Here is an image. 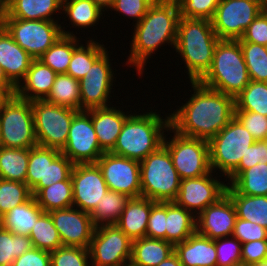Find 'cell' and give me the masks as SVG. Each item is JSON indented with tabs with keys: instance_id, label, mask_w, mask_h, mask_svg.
Wrapping results in <instances>:
<instances>
[{
	"instance_id": "51",
	"label": "cell",
	"mask_w": 267,
	"mask_h": 266,
	"mask_svg": "<svg viewBox=\"0 0 267 266\" xmlns=\"http://www.w3.org/2000/svg\"><path fill=\"white\" fill-rule=\"evenodd\" d=\"M146 237L166 241V202H156L151 207Z\"/></svg>"
},
{
	"instance_id": "15",
	"label": "cell",
	"mask_w": 267,
	"mask_h": 266,
	"mask_svg": "<svg viewBox=\"0 0 267 266\" xmlns=\"http://www.w3.org/2000/svg\"><path fill=\"white\" fill-rule=\"evenodd\" d=\"M111 54L107 50L89 69L80 83L81 110H90L94 108L107 107L110 102L112 90L115 85L114 78L116 70L112 69ZM112 66V67H111ZM115 72V73H114ZM114 83V84H113ZM111 97V98H110Z\"/></svg>"
},
{
	"instance_id": "19",
	"label": "cell",
	"mask_w": 267,
	"mask_h": 266,
	"mask_svg": "<svg viewBox=\"0 0 267 266\" xmlns=\"http://www.w3.org/2000/svg\"><path fill=\"white\" fill-rule=\"evenodd\" d=\"M73 207L91 213L108 191L96 163L74 164L71 172Z\"/></svg>"
},
{
	"instance_id": "29",
	"label": "cell",
	"mask_w": 267,
	"mask_h": 266,
	"mask_svg": "<svg viewBox=\"0 0 267 266\" xmlns=\"http://www.w3.org/2000/svg\"><path fill=\"white\" fill-rule=\"evenodd\" d=\"M195 232L196 216L174 201L166 202V241L175 246Z\"/></svg>"
},
{
	"instance_id": "59",
	"label": "cell",
	"mask_w": 267,
	"mask_h": 266,
	"mask_svg": "<svg viewBox=\"0 0 267 266\" xmlns=\"http://www.w3.org/2000/svg\"><path fill=\"white\" fill-rule=\"evenodd\" d=\"M96 5H98L104 12L107 11L109 14V9L113 6L115 0H92ZM108 9V10H107Z\"/></svg>"
},
{
	"instance_id": "37",
	"label": "cell",
	"mask_w": 267,
	"mask_h": 266,
	"mask_svg": "<svg viewBox=\"0 0 267 266\" xmlns=\"http://www.w3.org/2000/svg\"><path fill=\"white\" fill-rule=\"evenodd\" d=\"M81 38L62 35L38 60L49 66L57 74L66 73L73 50L80 44Z\"/></svg>"
},
{
	"instance_id": "6",
	"label": "cell",
	"mask_w": 267,
	"mask_h": 266,
	"mask_svg": "<svg viewBox=\"0 0 267 266\" xmlns=\"http://www.w3.org/2000/svg\"><path fill=\"white\" fill-rule=\"evenodd\" d=\"M140 178L141 197L156 202H171L177 198L181 179L164 145L140 161Z\"/></svg>"
},
{
	"instance_id": "48",
	"label": "cell",
	"mask_w": 267,
	"mask_h": 266,
	"mask_svg": "<svg viewBox=\"0 0 267 266\" xmlns=\"http://www.w3.org/2000/svg\"><path fill=\"white\" fill-rule=\"evenodd\" d=\"M258 163H267V140L255 141L248 147L238 167L225 179L230 184L243 170L250 169Z\"/></svg>"
},
{
	"instance_id": "16",
	"label": "cell",
	"mask_w": 267,
	"mask_h": 266,
	"mask_svg": "<svg viewBox=\"0 0 267 266\" xmlns=\"http://www.w3.org/2000/svg\"><path fill=\"white\" fill-rule=\"evenodd\" d=\"M61 153L73 164L96 163L102 156L104 151L98 143L90 110H81L74 115Z\"/></svg>"
},
{
	"instance_id": "53",
	"label": "cell",
	"mask_w": 267,
	"mask_h": 266,
	"mask_svg": "<svg viewBox=\"0 0 267 266\" xmlns=\"http://www.w3.org/2000/svg\"><path fill=\"white\" fill-rule=\"evenodd\" d=\"M238 41L267 46V7L246 28L243 36Z\"/></svg>"
},
{
	"instance_id": "55",
	"label": "cell",
	"mask_w": 267,
	"mask_h": 266,
	"mask_svg": "<svg viewBox=\"0 0 267 266\" xmlns=\"http://www.w3.org/2000/svg\"><path fill=\"white\" fill-rule=\"evenodd\" d=\"M12 266H51L50 252L33 247L16 258Z\"/></svg>"
},
{
	"instance_id": "38",
	"label": "cell",
	"mask_w": 267,
	"mask_h": 266,
	"mask_svg": "<svg viewBox=\"0 0 267 266\" xmlns=\"http://www.w3.org/2000/svg\"><path fill=\"white\" fill-rule=\"evenodd\" d=\"M30 149L0 146V178L26 183Z\"/></svg>"
},
{
	"instance_id": "11",
	"label": "cell",
	"mask_w": 267,
	"mask_h": 266,
	"mask_svg": "<svg viewBox=\"0 0 267 266\" xmlns=\"http://www.w3.org/2000/svg\"><path fill=\"white\" fill-rule=\"evenodd\" d=\"M38 146L62 150L67 142L72 119L78 110L46 100L31 101Z\"/></svg>"
},
{
	"instance_id": "61",
	"label": "cell",
	"mask_w": 267,
	"mask_h": 266,
	"mask_svg": "<svg viewBox=\"0 0 267 266\" xmlns=\"http://www.w3.org/2000/svg\"><path fill=\"white\" fill-rule=\"evenodd\" d=\"M232 266H252V265L245 264V263H238V264H235V265H232Z\"/></svg>"
},
{
	"instance_id": "3",
	"label": "cell",
	"mask_w": 267,
	"mask_h": 266,
	"mask_svg": "<svg viewBox=\"0 0 267 266\" xmlns=\"http://www.w3.org/2000/svg\"><path fill=\"white\" fill-rule=\"evenodd\" d=\"M130 111L110 152L140 162L163 145L165 132L170 127V114L165 113L166 117L162 118L156 109L143 112L140 107L137 112Z\"/></svg>"
},
{
	"instance_id": "52",
	"label": "cell",
	"mask_w": 267,
	"mask_h": 266,
	"mask_svg": "<svg viewBox=\"0 0 267 266\" xmlns=\"http://www.w3.org/2000/svg\"><path fill=\"white\" fill-rule=\"evenodd\" d=\"M232 236L238 239L241 244L251 241L267 240V229L256 223L237 218Z\"/></svg>"
},
{
	"instance_id": "4",
	"label": "cell",
	"mask_w": 267,
	"mask_h": 266,
	"mask_svg": "<svg viewBox=\"0 0 267 266\" xmlns=\"http://www.w3.org/2000/svg\"><path fill=\"white\" fill-rule=\"evenodd\" d=\"M219 40L211 21L180 17L173 50L182 58L189 81H199L210 69Z\"/></svg>"
},
{
	"instance_id": "58",
	"label": "cell",
	"mask_w": 267,
	"mask_h": 266,
	"mask_svg": "<svg viewBox=\"0 0 267 266\" xmlns=\"http://www.w3.org/2000/svg\"><path fill=\"white\" fill-rule=\"evenodd\" d=\"M0 83L4 84L13 94H15L16 86L7 78L1 66H0Z\"/></svg>"
},
{
	"instance_id": "35",
	"label": "cell",
	"mask_w": 267,
	"mask_h": 266,
	"mask_svg": "<svg viewBox=\"0 0 267 266\" xmlns=\"http://www.w3.org/2000/svg\"><path fill=\"white\" fill-rule=\"evenodd\" d=\"M130 197L124 193L108 190L90 213L93 224L100 225L116 224Z\"/></svg>"
},
{
	"instance_id": "20",
	"label": "cell",
	"mask_w": 267,
	"mask_h": 266,
	"mask_svg": "<svg viewBox=\"0 0 267 266\" xmlns=\"http://www.w3.org/2000/svg\"><path fill=\"white\" fill-rule=\"evenodd\" d=\"M58 231L62 246L88 248L96 226L90 213L76 207L49 212Z\"/></svg>"
},
{
	"instance_id": "33",
	"label": "cell",
	"mask_w": 267,
	"mask_h": 266,
	"mask_svg": "<svg viewBox=\"0 0 267 266\" xmlns=\"http://www.w3.org/2000/svg\"><path fill=\"white\" fill-rule=\"evenodd\" d=\"M86 45L81 42L74 50L66 74L77 80H81L87 74L92 65L108 50L103 42L95 38H88Z\"/></svg>"
},
{
	"instance_id": "22",
	"label": "cell",
	"mask_w": 267,
	"mask_h": 266,
	"mask_svg": "<svg viewBox=\"0 0 267 266\" xmlns=\"http://www.w3.org/2000/svg\"><path fill=\"white\" fill-rule=\"evenodd\" d=\"M0 18L59 21L62 0H0ZM58 14H57V13ZM57 15L56 20L54 19Z\"/></svg>"
},
{
	"instance_id": "21",
	"label": "cell",
	"mask_w": 267,
	"mask_h": 266,
	"mask_svg": "<svg viewBox=\"0 0 267 266\" xmlns=\"http://www.w3.org/2000/svg\"><path fill=\"white\" fill-rule=\"evenodd\" d=\"M236 219L234 203L225 193L196 216V231L212 240L232 236Z\"/></svg>"
},
{
	"instance_id": "43",
	"label": "cell",
	"mask_w": 267,
	"mask_h": 266,
	"mask_svg": "<svg viewBox=\"0 0 267 266\" xmlns=\"http://www.w3.org/2000/svg\"><path fill=\"white\" fill-rule=\"evenodd\" d=\"M32 248L29 236L13 234L0 227V266H12L16 258Z\"/></svg>"
},
{
	"instance_id": "54",
	"label": "cell",
	"mask_w": 267,
	"mask_h": 266,
	"mask_svg": "<svg viewBox=\"0 0 267 266\" xmlns=\"http://www.w3.org/2000/svg\"><path fill=\"white\" fill-rule=\"evenodd\" d=\"M242 263L252 265L267 259V240L243 243L241 247Z\"/></svg>"
},
{
	"instance_id": "23",
	"label": "cell",
	"mask_w": 267,
	"mask_h": 266,
	"mask_svg": "<svg viewBox=\"0 0 267 266\" xmlns=\"http://www.w3.org/2000/svg\"><path fill=\"white\" fill-rule=\"evenodd\" d=\"M118 107L112 104V106L90 109L97 140L104 152H110L114 148L122 126L130 115L129 109L124 112Z\"/></svg>"
},
{
	"instance_id": "44",
	"label": "cell",
	"mask_w": 267,
	"mask_h": 266,
	"mask_svg": "<svg viewBox=\"0 0 267 266\" xmlns=\"http://www.w3.org/2000/svg\"><path fill=\"white\" fill-rule=\"evenodd\" d=\"M32 197L31 189L26 183L0 178V216L10 209L21 205Z\"/></svg>"
},
{
	"instance_id": "30",
	"label": "cell",
	"mask_w": 267,
	"mask_h": 266,
	"mask_svg": "<svg viewBox=\"0 0 267 266\" xmlns=\"http://www.w3.org/2000/svg\"><path fill=\"white\" fill-rule=\"evenodd\" d=\"M44 211L32 196L28 201L10 209L1 217V227L13 234L29 236L36 220Z\"/></svg>"
},
{
	"instance_id": "8",
	"label": "cell",
	"mask_w": 267,
	"mask_h": 266,
	"mask_svg": "<svg viewBox=\"0 0 267 266\" xmlns=\"http://www.w3.org/2000/svg\"><path fill=\"white\" fill-rule=\"evenodd\" d=\"M256 140L234 117L209 141L210 167L227 178Z\"/></svg>"
},
{
	"instance_id": "45",
	"label": "cell",
	"mask_w": 267,
	"mask_h": 266,
	"mask_svg": "<svg viewBox=\"0 0 267 266\" xmlns=\"http://www.w3.org/2000/svg\"><path fill=\"white\" fill-rule=\"evenodd\" d=\"M50 257L51 266H91L88 248L61 246Z\"/></svg>"
},
{
	"instance_id": "17",
	"label": "cell",
	"mask_w": 267,
	"mask_h": 266,
	"mask_svg": "<svg viewBox=\"0 0 267 266\" xmlns=\"http://www.w3.org/2000/svg\"><path fill=\"white\" fill-rule=\"evenodd\" d=\"M215 175L211 170L198 178L182 179L174 202L198 216L226 193L227 183L220 181L222 175L218 176L219 173Z\"/></svg>"
},
{
	"instance_id": "2",
	"label": "cell",
	"mask_w": 267,
	"mask_h": 266,
	"mask_svg": "<svg viewBox=\"0 0 267 266\" xmlns=\"http://www.w3.org/2000/svg\"><path fill=\"white\" fill-rule=\"evenodd\" d=\"M179 19L176 0H156L142 20L132 25L130 52L124 62L127 67L136 68L138 77H143L146 64L159 48L167 43L175 49Z\"/></svg>"
},
{
	"instance_id": "39",
	"label": "cell",
	"mask_w": 267,
	"mask_h": 266,
	"mask_svg": "<svg viewBox=\"0 0 267 266\" xmlns=\"http://www.w3.org/2000/svg\"><path fill=\"white\" fill-rule=\"evenodd\" d=\"M229 185L238 194L267 196V163L243 170Z\"/></svg>"
},
{
	"instance_id": "18",
	"label": "cell",
	"mask_w": 267,
	"mask_h": 266,
	"mask_svg": "<svg viewBox=\"0 0 267 266\" xmlns=\"http://www.w3.org/2000/svg\"><path fill=\"white\" fill-rule=\"evenodd\" d=\"M108 190L124 193L130 198L141 197L140 162L104 152L96 161Z\"/></svg>"
},
{
	"instance_id": "49",
	"label": "cell",
	"mask_w": 267,
	"mask_h": 266,
	"mask_svg": "<svg viewBox=\"0 0 267 266\" xmlns=\"http://www.w3.org/2000/svg\"><path fill=\"white\" fill-rule=\"evenodd\" d=\"M156 0H115L109 11H116L129 19H134L133 23H139L148 12V9Z\"/></svg>"
},
{
	"instance_id": "7",
	"label": "cell",
	"mask_w": 267,
	"mask_h": 266,
	"mask_svg": "<svg viewBox=\"0 0 267 266\" xmlns=\"http://www.w3.org/2000/svg\"><path fill=\"white\" fill-rule=\"evenodd\" d=\"M58 23L59 21L0 18V25L33 59H39L62 35L75 36L70 29L66 31L63 22Z\"/></svg>"
},
{
	"instance_id": "31",
	"label": "cell",
	"mask_w": 267,
	"mask_h": 266,
	"mask_svg": "<svg viewBox=\"0 0 267 266\" xmlns=\"http://www.w3.org/2000/svg\"><path fill=\"white\" fill-rule=\"evenodd\" d=\"M61 14L66 15L63 19L68 17L71 27L89 30L91 27H97L106 13L92 0H62Z\"/></svg>"
},
{
	"instance_id": "32",
	"label": "cell",
	"mask_w": 267,
	"mask_h": 266,
	"mask_svg": "<svg viewBox=\"0 0 267 266\" xmlns=\"http://www.w3.org/2000/svg\"><path fill=\"white\" fill-rule=\"evenodd\" d=\"M226 193L234 203L237 218L256 223L267 229V196L238 194L229 184Z\"/></svg>"
},
{
	"instance_id": "13",
	"label": "cell",
	"mask_w": 267,
	"mask_h": 266,
	"mask_svg": "<svg viewBox=\"0 0 267 266\" xmlns=\"http://www.w3.org/2000/svg\"><path fill=\"white\" fill-rule=\"evenodd\" d=\"M264 0H220L212 27L220 40H238L266 8Z\"/></svg>"
},
{
	"instance_id": "25",
	"label": "cell",
	"mask_w": 267,
	"mask_h": 266,
	"mask_svg": "<svg viewBox=\"0 0 267 266\" xmlns=\"http://www.w3.org/2000/svg\"><path fill=\"white\" fill-rule=\"evenodd\" d=\"M57 73L38 59H33L15 94L28 101L45 100L51 92Z\"/></svg>"
},
{
	"instance_id": "10",
	"label": "cell",
	"mask_w": 267,
	"mask_h": 266,
	"mask_svg": "<svg viewBox=\"0 0 267 266\" xmlns=\"http://www.w3.org/2000/svg\"><path fill=\"white\" fill-rule=\"evenodd\" d=\"M164 135L163 145L168 149L180 179L198 178L211 171L209 142L178 134L171 127ZM169 133L170 137H167ZM169 139V140H168Z\"/></svg>"
},
{
	"instance_id": "41",
	"label": "cell",
	"mask_w": 267,
	"mask_h": 266,
	"mask_svg": "<svg viewBox=\"0 0 267 266\" xmlns=\"http://www.w3.org/2000/svg\"><path fill=\"white\" fill-rule=\"evenodd\" d=\"M29 237L34 248L53 252L62 246L58 231L49 212H43L36 220Z\"/></svg>"
},
{
	"instance_id": "5",
	"label": "cell",
	"mask_w": 267,
	"mask_h": 266,
	"mask_svg": "<svg viewBox=\"0 0 267 266\" xmlns=\"http://www.w3.org/2000/svg\"><path fill=\"white\" fill-rule=\"evenodd\" d=\"M251 81L238 40H219L210 69L199 82L232 97L238 96Z\"/></svg>"
},
{
	"instance_id": "9",
	"label": "cell",
	"mask_w": 267,
	"mask_h": 266,
	"mask_svg": "<svg viewBox=\"0 0 267 266\" xmlns=\"http://www.w3.org/2000/svg\"><path fill=\"white\" fill-rule=\"evenodd\" d=\"M37 145L31 102L13 94L0 110V146L30 149Z\"/></svg>"
},
{
	"instance_id": "28",
	"label": "cell",
	"mask_w": 267,
	"mask_h": 266,
	"mask_svg": "<svg viewBox=\"0 0 267 266\" xmlns=\"http://www.w3.org/2000/svg\"><path fill=\"white\" fill-rule=\"evenodd\" d=\"M174 253V245L164 239L143 237L133 240L130 264L157 266Z\"/></svg>"
},
{
	"instance_id": "34",
	"label": "cell",
	"mask_w": 267,
	"mask_h": 266,
	"mask_svg": "<svg viewBox=\"0 0 267 266\" xmlns=\"http://www.w3.org/2000/svg\"><path fill=\"white\" fill-rule=\"evenodd\" d=\"M45 100L61 107L81 111L79 80L66 73L57 74L51 92Z\"/></svg>"
},
{
	"instance_id": "27",
	"label": "cell",
	"mask_w": 267,
	"mask_h": 266,
	"mask_svg": "<svg viewBox=\"0 0 267 266\" xmlns=\"http://www.w3.org/2000/svg\"><path fill=\"white\" fill-rule=\"evenodd\" d=\"M155 203L145 197L130 198L116 226L132 241L146 237L151 207Z\"/></svg>"
},
{
	"instance_id": "42",
	"label": "cell",
	"mask_w": 267,
	"mask_h": 266,
	"mask_svg": "<svg viewBox=\"0 0 267 266\" xmlns=\"http://www.w3.org/2000/svg\"><path fill=\"white\" fill-rule=\"evenodd\" d=\"M249 77L255 82H267V48L264 45L239 41Z\"/></svg>"
},
{
	"instance_id": "57",
	"label": "cell",
	"mask_w": 267,
	"mask_h": 266,
	"mask_svg": "<svg viewBox=\"0 0 267 266\" xmlns=\"http://www.w3.org/2000/svg\"><path fill=\"white\" fill-rule=\"evenodd\" d=\"M157 266H182L178 255L174 252Z\"/></svg>"
},
{
	"instance_id": "47",
	"label": "cell",
	"mask_w": 267,
	"mask_h": 266,
	"mask_svg": "<svg viewBox=\"0 0 267 266\" xmlns=\"http://www.w3.org/2000/svg\"><path fill=\"white\" fill-rule=\"evenodd\" d=\"M217 266H232L242 263L241 242L233 236L215 239Z\"/></svg>"
},
{
	"instance_id": "12",
	"label": "cell",
	"mask_w": 267,
	"mask_h": 266,
	"mask_svg": "<svg viewBox=\"0 0 267 266\" xmlns=\"http://www.w3.org/2000/svg\"><path fill=\"white\" fill-rule=\"evenodd\" d=\"M74 164L55 148H30L26 184L35 196L42 188L65 181L71 176Z\"/></svg>"
},
{
	"instance_id": "1",
	"label": "cell",
	"mask_w": 267,
	"mask_h": 266,
	"mask_svg": "<svg viewBox=\"0 0 267 266\" xmlns=\"http://www.w3.org/2000/svg\"><path fill=\"white\" fill-rule=\"evenodd\" d=\"M189 84L193 93L179 108L170 109V127L180 135L209 142L234 118L235 98L199 81Z\"/></svg>"
},
{
	"instance_id": "46",
	"label": "cell",
	"mask_w": 267,
	"mask_h": 266,
	"mask_svg": "<svg viewBox=\"0 0 267 266\" xmlns=\"http://www.w3.org/2000/svg\"><path fill=\"white\" fill-rule=\"evenodd\" d=\"M181 18L211 21L220 0H176Z\"/></svg>"
},
{
	"instance_id": "40",
	"label": "cell",
	"mask_w": 267,
	"mask_h": 266,
	"mask_svg": "<svg viewBox=\"0 0 267 266\" xmlns=\"http://www.w3.org/2000/svg\"><path fill=\"white\" fill-rule=\"evenodd\" d=\"M235 111H249L267 117V82L251 80L235 97Z\"/></svg>"
},
{
	"instance_id": "56",
	"label": "cell",
	"mask_w": 267,
	"mask_h": 266,
	"mask_svg": "<svg viewBox=\"0 0 267 266\" xmlns=\"http://www.w3.org/2000/svg\"><path fill=\"white\" fill-rule=\"evenodd\" d=\"M12 96L13 93L4 84L0 83V110Z\"/></svg>"
},
{
	"instance_id": "50",
	"label": "cell",
	"mask_w": 267,
	"mask_h": 266,
	"mask_svg": "<svg viewBox=\"0 0 267 266\" xmlns=\"http://www.w3.org/2000/svg\"><path fill=\"white\" fill-rule=\"evenodd\" d=\"M234 117L256 141L267 140V117L249 111H235Z\"/></svg>"
},
{
	"instance_id": "24",
	"label": "cell",
	"mask_w": 267,
	"mask_h": 266,
	"mask_svg": "<svg viewBox=\"0 0 267 266\" xmlns=\"http://www.w3.org/2000/svg\"><path fill=\"white\" fill-rule=\"evenodd\" d=\"M32 60L0 25V66L16 87L25 78Z\"/></svg>"
},
{
	"instance_id": "36",
	"label": "cell",
	"mask_w": 267,
	"mask_h": 266,
	"mask_svg": "<svg viewBox=\"0 0 267 266\" xmlns=\"http://www.w3.org/2000/svg\"><path fill=\"white\" fill-rule=\"evenodd\" d=\"M71 176L65 180L42 188L34 197L44 212L66 209L73 206Z\"/></svg>"
},
{
	"instance_id": "26",
	"label": "cell",
	"mask_w": 267,
	"mask_h": 266,
	"mask_svg": "<svg viewBox=\"0 0 267 266\" xmlns=\"http://www.w3.org/2000/svg\"><path fill=\"white\" fill-rule=\"evenodd\" d=\"M182 266H217L215 241L193 233L182 243L174 246Z\"/></svg>"
},
{
	"instance_id": "14",
	"label": "cell",
	"mask_w": 267,
	"mask_h": 266,
	"mask_svg": "<svg viewBox=\"0 0 267 266\" xmlns=\"http://www.w3.org/2000/svg\"><path fill=\"white\" fill-rule=\"evenodd\" d=\"M132 242L116 224L97 226L89 246L91 266L130 264Z\"/></svg>"
},
{
	"instance_id": "60",
	"label": "cell",
	"mask_w": 267,
	"mask_h": 266,
	"mask_svg": "<svg viewBox=\"0 0 267 266\" xmlns=\"http://www.w3.org/2000/svg\"><path fill=\"white\" fill-rule=\"evenodd\" d=\"M252 266H267V259H264L260 262L252 264Z\"/></svg>"
}]
</instances>
